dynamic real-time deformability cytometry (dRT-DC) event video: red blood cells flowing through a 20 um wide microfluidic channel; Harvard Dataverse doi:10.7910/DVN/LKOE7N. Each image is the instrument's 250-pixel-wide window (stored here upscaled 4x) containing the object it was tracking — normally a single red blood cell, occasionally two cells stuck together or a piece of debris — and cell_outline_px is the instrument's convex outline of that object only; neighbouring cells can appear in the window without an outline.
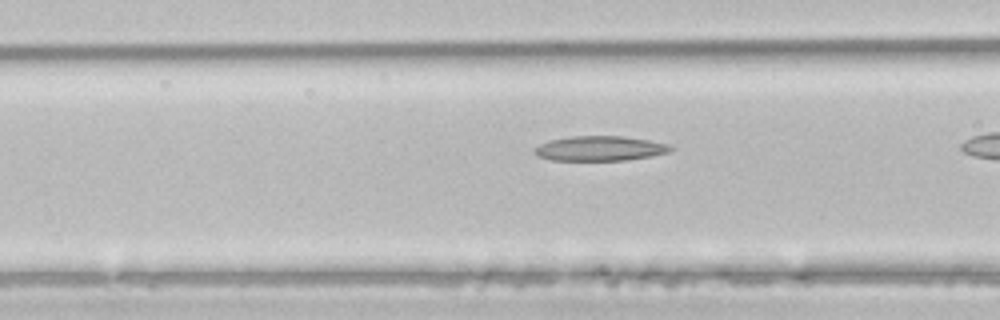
{"species": "common noctule bat (a hibernating species)", "species_latin": "Nyctalus noctula", "temperature_condition": "room temperature", "stored_images_in_passage": 13, "camera_frame_rate_fps": 3000, "um_per_image_px": 0.085, "animal": {"sex": "male", "body_mass_g": 21.5, "forearm_length_mm": 52.0}, "frame": {"image": 1, "passage_image": 11, "time_ms": 3.333, "image_size_px": [1000, 320], "cell_outline_px": [[676, 148], [668, 152], [652, 156], [628, 160], [552, 160], [536, 156], [532, 152], [532, 148], [540, 144], [552, 140], [568, 136], [624, 136], [648, 140], [668, 144]], "centroid_in_image_um": [50.98, 12.62], "position_along_channel_um": 115.6, "area_um2": 19.83}}